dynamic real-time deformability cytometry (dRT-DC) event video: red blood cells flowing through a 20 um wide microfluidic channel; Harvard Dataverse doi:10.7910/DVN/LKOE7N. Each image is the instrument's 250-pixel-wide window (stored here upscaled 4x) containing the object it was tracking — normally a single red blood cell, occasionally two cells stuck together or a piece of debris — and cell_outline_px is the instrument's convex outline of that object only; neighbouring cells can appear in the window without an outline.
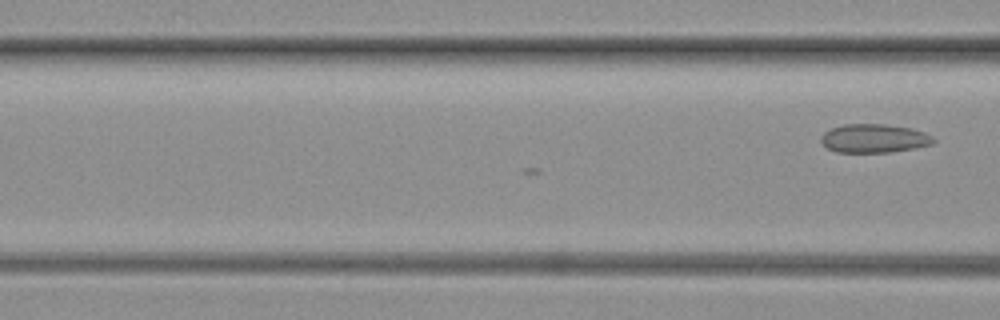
{"species": "common noctule bat (a hibernating species)", "species_latin": "Nyctalus noctula", "temperature_condition": "warm", "stored_images_in_passage": 12, "camera_frame_rate_fps": 3000, "um_per_image_px": 0.085, "animal": {"sex": "female", "body_mass_g": 19.3, "forearm_length_mm": 54.1}, "frame": {"image": 1, "passage_image": 12, "time_ms": 3.667, "image_size_px": [1000, 320], "cell_outline_px": [[936, 140], [932, 144], [892, 152], [836, 152], [828, 148], [820, 140], [820, 136], [824, 132], [832, 128], [844, 124], [884, 124], [912, 128], [924, 132], [932, 136]], "centroid_in_image_um": [74.29, 11.76], "position_along_channel_um": 92.3, "area_um2": 18.73}}